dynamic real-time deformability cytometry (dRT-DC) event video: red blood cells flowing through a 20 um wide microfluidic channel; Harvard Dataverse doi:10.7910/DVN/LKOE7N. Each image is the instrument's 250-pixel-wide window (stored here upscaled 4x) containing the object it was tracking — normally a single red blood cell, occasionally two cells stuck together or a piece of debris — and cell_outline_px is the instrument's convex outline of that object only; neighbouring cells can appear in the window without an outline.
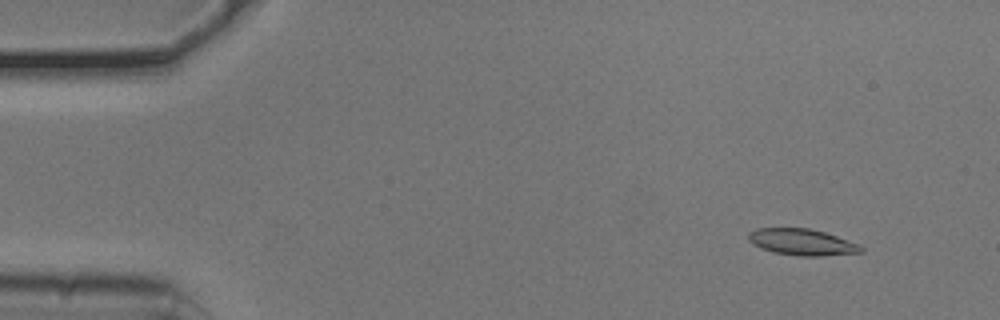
{"species": "common noctule bat (a hibernating species)", "species_latin": "Nyctalus noctula", "temperature_condition": "cold", "stored_images_in_passage": 53, "camera_frame_rate_fps": 3000, "um_per_image_px": 0.085, "animal": {"sex": "male", "body_mass_g": 20.5, "forearm_length_mm": 52.5}, "frame": {"image": 1, "passage_image": 5, "time_ms": 1.333, "image_size_px": [1000, 320], "cell_outline_px": [[864, 252], [820, 256], [800, 256], [772, 252], [760, 248], [752, 244], [748, 240], [748, 232], [756, 228], [808, 228], [824, 232], [860, 244], [864, 248]], "centroid_in_image_um": [68.15, 20.58], "position_along_channel_um": 16.8, "area_um2": 17.46}}
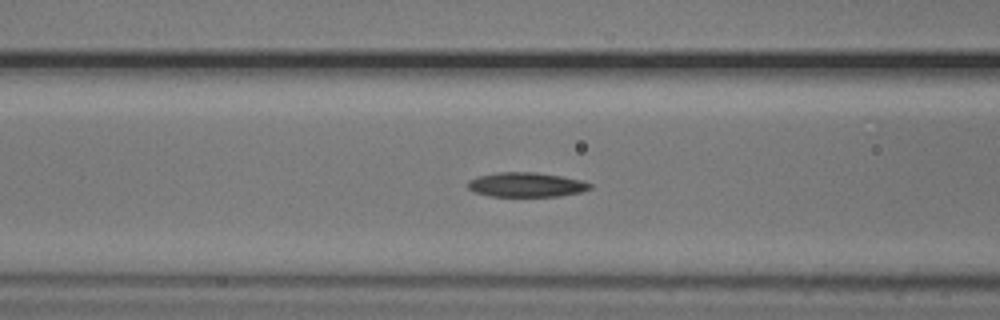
{"frame": {"image": 2, "passage_image": 21, "time_ms": 6.667, "image_size_px": [1000, 320], "cell_outline_px": [[592, 188], [580, 192], [560, 196], [488, 196], [476, 192], [468, 188], [468, 180], [480, 176], [496, 172], [536, 172], [584, 180], [592, 184]], "centroid_in_image_um": [44.76, 15.7], "position_along_channel_um": 121.8, "area_um2": 17.46}}
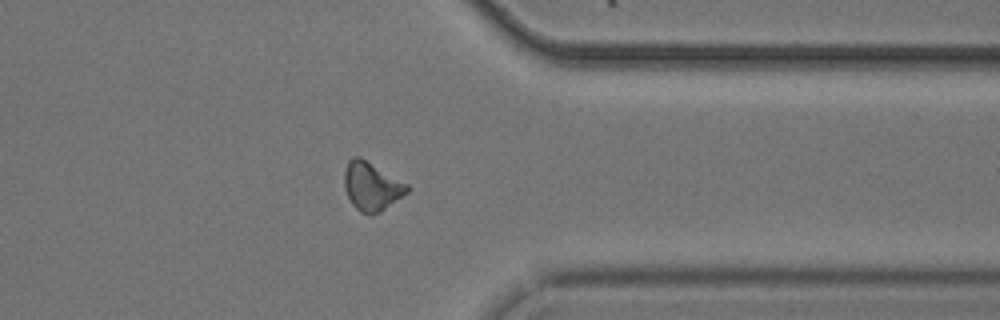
{"frame": {"image": 3, "passage_image": 42, "time_ms": 13.667, "image_size_px": [1000, 320], "cell_outline_px": [[408, 192], [380, 212], [360, 212], [352, 204], [344, 188], [344, 168], [348, 160], [352, 156], [360, 156], [408, 184]], "centroid_in_image_um": [31.56, 15.79], "position_along_channel_um": 379.8, "area_um2": 17.57}, "authors_computed_cell_mechanics": {"area_um2": 17.2244, "velocity_mm_per_s": 3.7878, "shape_relaxation_time_tau1_ms": 3.5138, "shape_relaxation_time_tau2_ms": 3.137, "deformation_change_tau1": 0.108, "deformation_change_tau2": 0.0939}}